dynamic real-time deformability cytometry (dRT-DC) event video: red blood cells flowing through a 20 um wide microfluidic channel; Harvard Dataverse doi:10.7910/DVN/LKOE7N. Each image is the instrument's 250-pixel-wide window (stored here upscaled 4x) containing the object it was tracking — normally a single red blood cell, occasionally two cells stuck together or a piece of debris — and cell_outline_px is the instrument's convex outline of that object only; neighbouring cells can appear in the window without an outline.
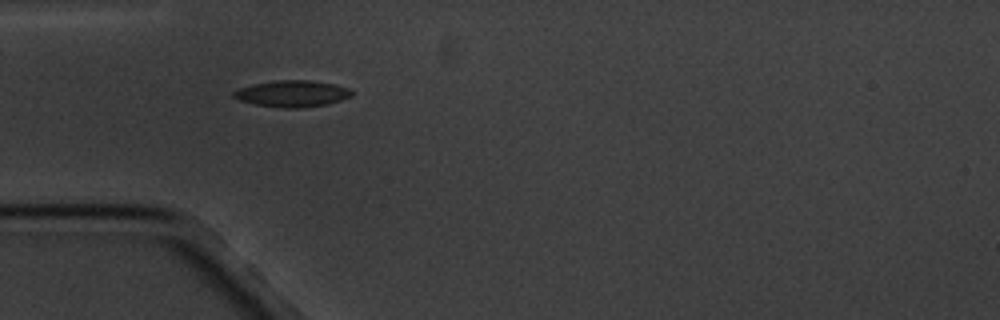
{"species": "common noctule bat (a hibernating species)", "species_latin": "Nyctalus noctula", "temperature_condition": "cold", "stored_images_in_passage": 6, "camera_frame_rate_fps": 3000, "um_per_image_px": 0.085, "animal": {"sex": "male", "body_mass_g": 20.1, "forearm_length_mm": 53.5}, "frame": {"image": 1, "passage_image": 5, "time_ms": 4.667, "image_size_px": [1000, 320], "cell_outline_px": [[352, 96], [328, 104], [300, 108], [284, 108], [256, 104], [240, 100], [232, 96], [232, 92], [240, 88], [256, 84], [276, 80], [308, 80], [336, 84], [348, 88], [352, 92]], "centroid_in_image_um": [24.86, 7.96], "position_along_channel_um": 60.1, "area_um2": 18.03}}
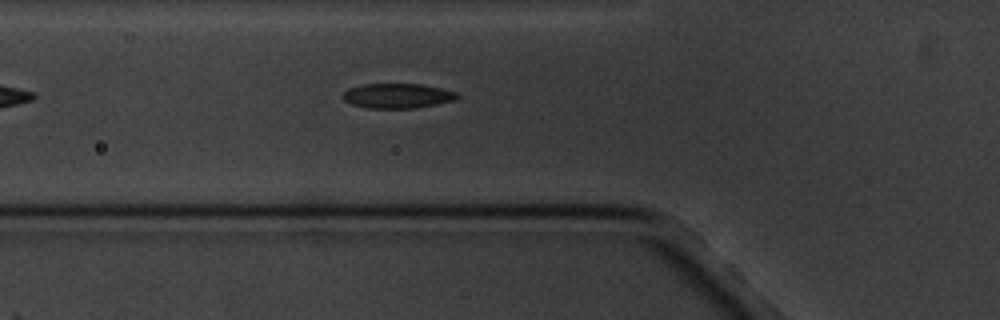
{"frame": {"image": 2, "passage_image": 6, "time_ms": 5.667, "image_size_px": [1000, 320], "cell_outline_px": [[460, 96], [456, 100], [416, 108], [368, 108], [352, 104], [344, 100], [344, 92], [348, 88], [360, 84], [424, 84], [456, 92]], "centroid_in_image_um": [33.8, 8.14], "position_along_channel_um": 92.0, "area_um2": 16.53}}